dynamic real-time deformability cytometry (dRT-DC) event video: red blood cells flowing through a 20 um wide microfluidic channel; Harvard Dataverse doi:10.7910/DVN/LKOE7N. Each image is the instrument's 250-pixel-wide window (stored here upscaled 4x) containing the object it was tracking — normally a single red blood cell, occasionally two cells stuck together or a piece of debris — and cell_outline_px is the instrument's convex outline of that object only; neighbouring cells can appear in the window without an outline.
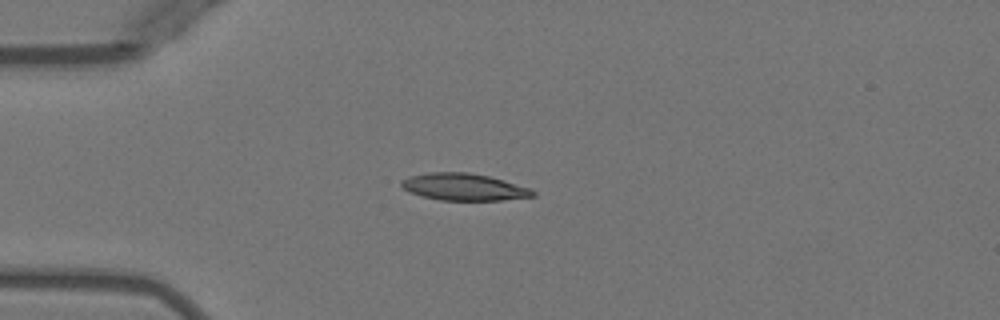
{"species": "Egyptian fruit bat (a non-hibernating species)", "species_latin": "Rousettus aegyptiacus", "temperature_condition": "warm", "stored_images_in_passage": 39, "camera_frame_rate_fps": 3000, "um_per_image_px": 0.085, "animal": {"sex": "female"}, "frame": {"image": 1, "passage_image": 1, "time_ms": 0.0, "image_size_px": [1000, 320], "cell_outline_px": [[536, 196], [500, 200], [440, 200], [420, 196], [408, 192], [400, 184], [400, 180], [408, 176], [428, 172], [468, 172], [488, 176], [504, 180], [528, 188], [536, 192]], "centroid_in_image_um": [39.37, 15.89], "position_along_channel_um": 45.6, "area_um2": 20.75}}
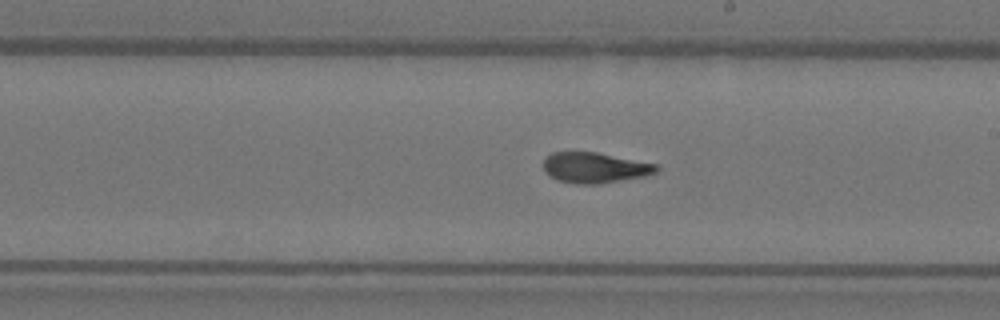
{"frame": {"image": 2, "passage_image": 17, "time_ms": 5.333, "image_size_px": [1000, 320], "cell_outline_px": [[660, 168], [656, 172], [644, 176], [600, 184], [576, 184], [556, 180], [544, 172], [544, 156], [552, 152], [596, 152], [656, 164]], "centroid_in_image_um": [50.51, 14.26], "position_along_channel_um": 238.5, "area_um2": 20.17}}
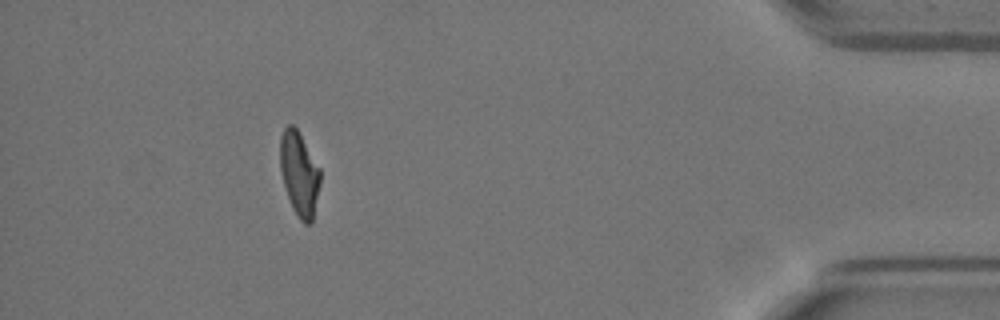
{"frame": {"image": 3, "passage_image": 34, "time_ms": 11.0, "image_size_px": [1000, 320], "cell_outline_px": [[320, 184], [312, 224], [304, 224], [300, 220], [292, 208], [284, 184], [280, 168], [280, 136], [284, 128], [288, 124], [292, 124], [296, 128], [320, 168]], "centroid_in_image_um": [25.44, 14.79], "position_along_channel_um": 409.8, "area_um2": 19.59}, "authors_computed_cell_mechanics": {"area_um2": 20.4034, "velocity_mm_per_s": 3.9759, "shape_relaxation_time_tau1_ms": 4.9616, "shape_relaxation_time_tau2_ms": 1.6659, "deformation_change_tau1": 0.2139, "deformation_change_tau2": 0.0919}}